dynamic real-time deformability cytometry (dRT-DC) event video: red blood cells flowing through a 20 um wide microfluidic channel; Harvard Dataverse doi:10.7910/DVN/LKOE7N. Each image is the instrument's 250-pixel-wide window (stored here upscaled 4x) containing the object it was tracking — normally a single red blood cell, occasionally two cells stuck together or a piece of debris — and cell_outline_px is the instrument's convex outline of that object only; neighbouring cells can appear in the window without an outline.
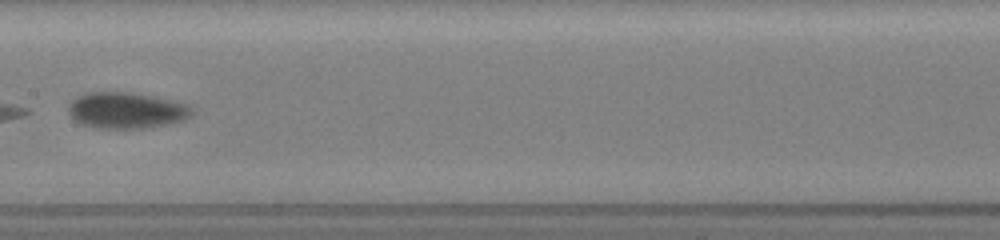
{"species": "common noctule bat (a hibernating species)", "species_latin": "Nyctalus noctula", "temperature_condition": "room temperature", "stored_images_in_passage": 20, "camera_frame_rate_fps": 3000, "um_per_image_px": 0.085, "animal": {"sex": "female", "body_mass_g": 19.5, "forearm_length_mm": 54.1}, "frame": {"image": 1, "passage_image": 17, "time_ms": 9.333, "image_size_px": [1000, 240], "cell_outline_px": [[192, 116], [184, 120], [168, 124], [144, 128], [96, 128], [84, 124], [76, 120], [68, 112], [68, 104], [72, 100], [84, 92], [132, 92], [156, 96], [188, 104], [192, 108]], "centroid_in_image_um": [10.76, 9.37], "position_along_channel_um": 196.6, "area_um2": 26.18}}